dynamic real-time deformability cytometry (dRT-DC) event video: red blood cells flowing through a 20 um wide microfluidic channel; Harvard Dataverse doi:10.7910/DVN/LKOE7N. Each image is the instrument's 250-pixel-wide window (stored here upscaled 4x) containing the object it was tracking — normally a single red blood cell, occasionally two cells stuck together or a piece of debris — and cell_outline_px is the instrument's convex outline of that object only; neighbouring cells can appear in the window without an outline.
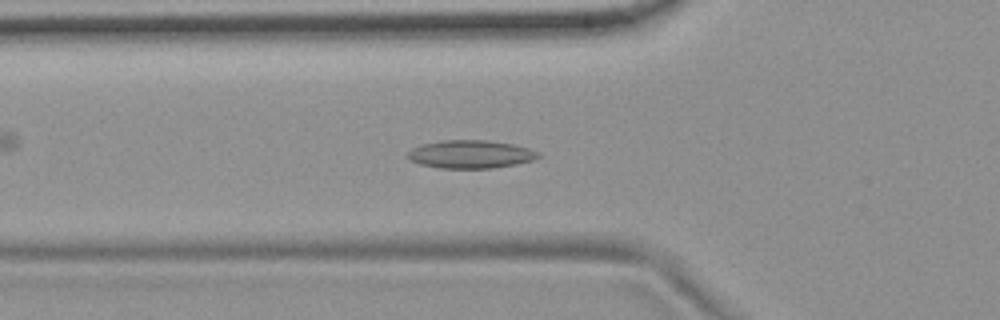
{"species": "common noctule bat (a hibernating species)", "species_latin": "Nyctalus noctula", "temperature_condition": "room temperature", "stored_images_in_passage": 55, "camera_frame_rate_fps": 3000, "um_per_image_px": 0.085, "animal": {"sex": "female", "body_mass_g": 19.9}, "frame": {"image": 1, "passage_image": 19, "time_ms": 6.0, "image_size_px": [1000, 320], "cell_outline_px": [[540, 156], [532, 160], [516, 164], [492, 168], [440, 168], [420, 164], [408, 160], [408, 152], [412, 148], [420, 144], [440, 140], [488, 140], [512, 144], [528, 148], [540, 152]], "centroid_in_image_um": [39.97, 13.1], "position_along_channel_um": 85.8, "area_um2": 21.44}}
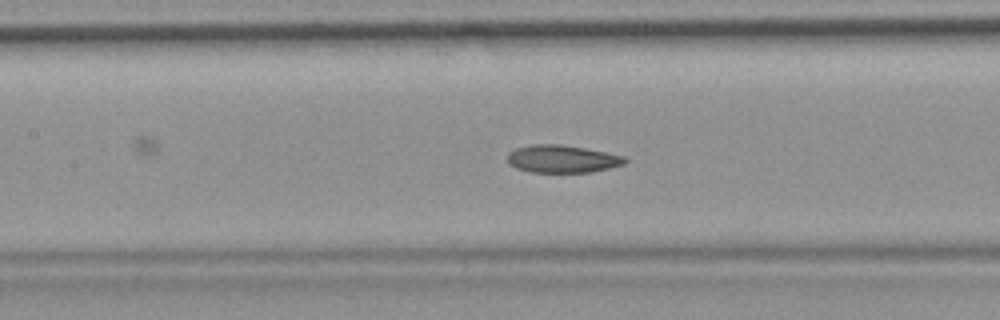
{"frame": {"image": 2, "passage_image": 25, "time_ms": 8.0, "image_size_px": [1000, 320], "cell_outline_px": [[628, 160], [624, 164], [608, 168], [588, 172], [532, 172], [516, 168], [508, 164], [508, 152], [516, 148], [532, 144], [560, 144], [608, 152], [624, 156]], "centroid_in_image_um": [47.77, 13.5], "position_along_channel_um": 159.6, "area_um2": 18.9}}
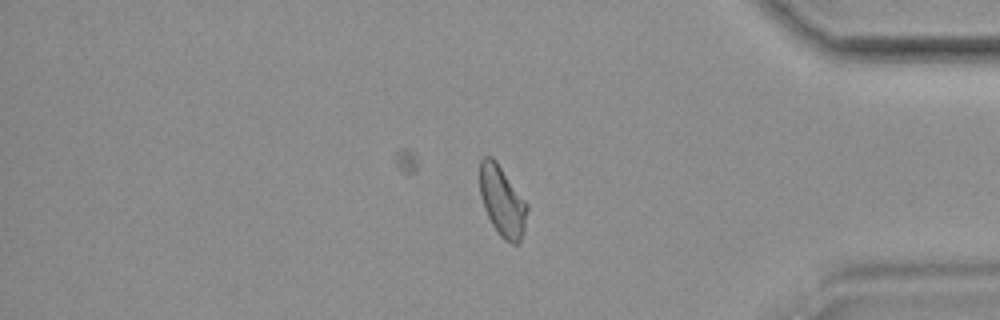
{"frame": {"image": 3, "passage_image": 46, "time_ms": 15.0, "image_size_px": [1000, 320], "cell_outline_px": [[528, 208], [524, 232], [520, 240], [516, 244], [512, 244], [504, 240], [496, 232], [484, 208], [480, 196], [480, 160], [484, 156], [492, 156], [496, 160], [528, 204]], "centroid_in_image_um": [42.69, 17.1], "position_along_channel_um": 392.5, "area_um2": 19.54}, "authors_computed_cell_mechanics": {"area_um2": 19.7098, "velocity_mm_per_s": 3.6703, "shape_relaxation_time_tau1_ms": null, "shape_relaxation_time_tau2_ms": 4.5775, "deformation_change_tau1": null, "deformation_change_tau2": 0.1062}}